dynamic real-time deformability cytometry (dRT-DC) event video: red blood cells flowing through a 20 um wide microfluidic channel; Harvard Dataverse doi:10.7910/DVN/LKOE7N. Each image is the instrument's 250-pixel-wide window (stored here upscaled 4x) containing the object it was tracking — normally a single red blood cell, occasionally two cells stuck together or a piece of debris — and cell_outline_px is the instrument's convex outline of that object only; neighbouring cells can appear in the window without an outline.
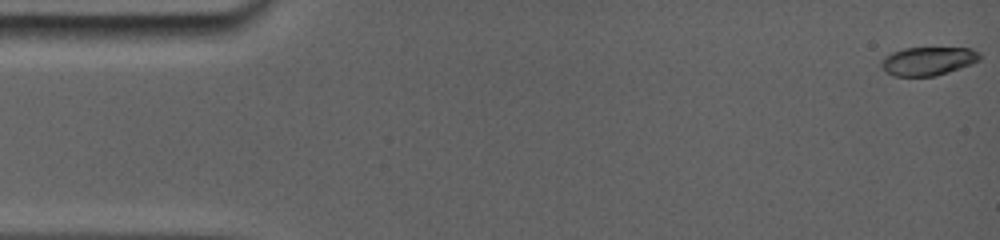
{"species": "common noctule bat (a hibernating species)", "species_latin": "Nyctalus noctula", "temperature_condition": "room temperature", "stored_images_in_passage": 5, "camera_frame_rate_fps": 5000, "um_per_image_px": 0.085, "animal": {"sex": "female", "body_mass_g": 19.0, "forearm_length_mm": 56.7}, "frame": {"image": 1, "passage_image": 1, "time_ms": 0.0, "image_size_px": [1000, 240], "cell_outline_px": [[980, 60], [960, 68], [936, 76], [892, 76], [880, 64], [880, 60], [892, 52], [904, 48], [972, 48], [980, 52]], "centroid_in_image_um": [78.89, 5.19], "position_along_channel_um": 6.1, "area_um2": 16.3}}